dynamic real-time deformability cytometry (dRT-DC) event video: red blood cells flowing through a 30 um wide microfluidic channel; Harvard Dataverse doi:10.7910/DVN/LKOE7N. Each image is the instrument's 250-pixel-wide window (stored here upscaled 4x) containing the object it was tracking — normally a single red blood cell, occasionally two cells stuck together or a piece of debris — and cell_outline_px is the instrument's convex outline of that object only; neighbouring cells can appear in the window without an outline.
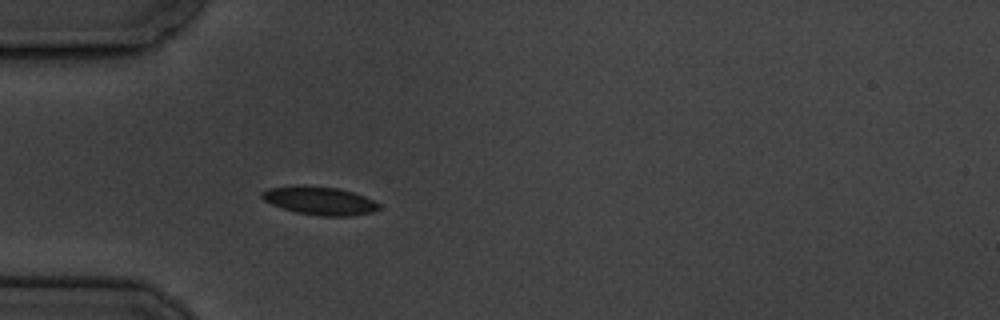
{"species": "common noctule bat (a hibernating species)", "species_latin": "Nyctalus noctula", "temperature_condition": "cold", "stored_images_in_passage": 42, "camera_frame_rate_fps": 3000, "um_per_image_px": 0.085, "animal": {"sex": "male", "body_mass_g": 19.5, "forearm_length_mm": 54.6}, "frame": {"image": 1, "passage_image": 1, "time_ms": 0.0, "image_size_px": [1000, 320], "cell_outline_px": [[380, 208], [372, 212], [352, 216], [320, 216], [296, 212], [272, 204], [264, 200], [260, 196], [260, 192], [268, 188], [336, 188], [352, 192], [364, 196], [380, 204]], "centroid_in_image_um": [27.22, 17.11], "position_along_channel_um": 57.8, "area_um2": 18.32}}
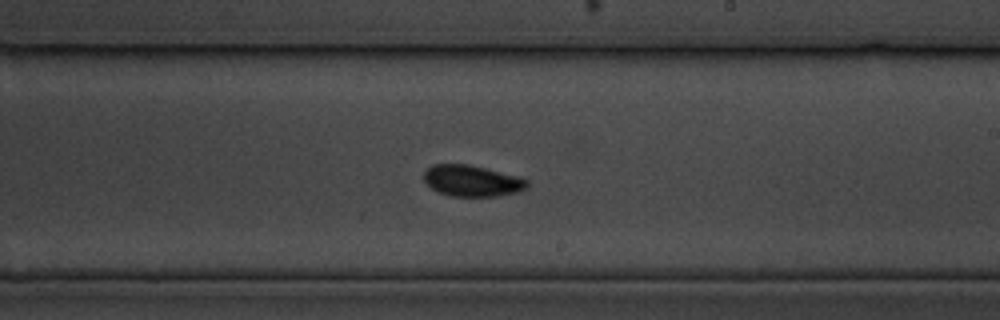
{"frame": {"image": 2, "passage_image": 18, "time_ms": 5.667, "image_size_px": [1000, 320], "cell_outline_px": [[528, 188], [516, 192], [496, 196], [452, 196], [436, 192], [424, 180], [424, 172], [432, 164], [468, 164], [520, 176], [528, 180]], "centroid_in_image_um": [40.13, 15.36], "position_along_channel_um": 248.9, "area_um2": 18.84}}
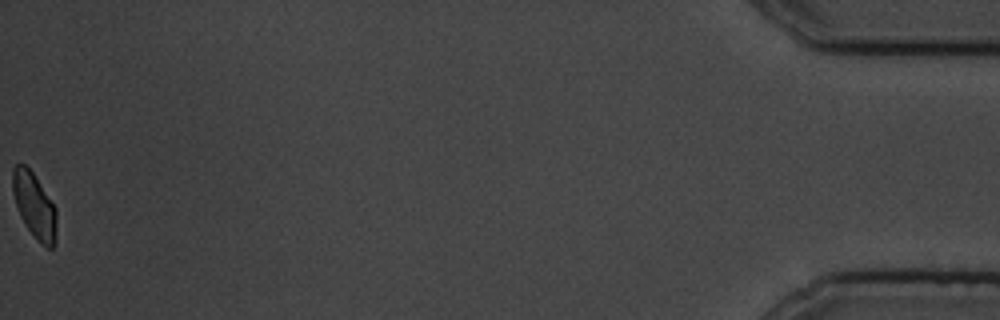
{"frame": {"image": 3, "passage_image": 42, "time_ms": 13.667, "image_size_px": [1000, 320], "cell_outline_px": [[56, 244], [52, 248], [48, 248], [40, 244], [24, 224], [20, 216], [12, 192], [12, 168], [16, 164], [24, 164], [32, 172], [56, 208]], "centroid_in_image_um": [2.92, 17.5], "position_along_channel_um": 432.3, "area_um2": 16.76}, "authors_computed_cell_mechanics": {"area_um2": 18.5538, "velocity_mm_per_s": 3.4697, "shape_relaxation_time_tau1_ms": 7.37, "shape_relaxation_time_tau2_ms": 2.7093, "deformation_change_tau1": 0.1313, "deformation_change_tau2": 0.0611}}